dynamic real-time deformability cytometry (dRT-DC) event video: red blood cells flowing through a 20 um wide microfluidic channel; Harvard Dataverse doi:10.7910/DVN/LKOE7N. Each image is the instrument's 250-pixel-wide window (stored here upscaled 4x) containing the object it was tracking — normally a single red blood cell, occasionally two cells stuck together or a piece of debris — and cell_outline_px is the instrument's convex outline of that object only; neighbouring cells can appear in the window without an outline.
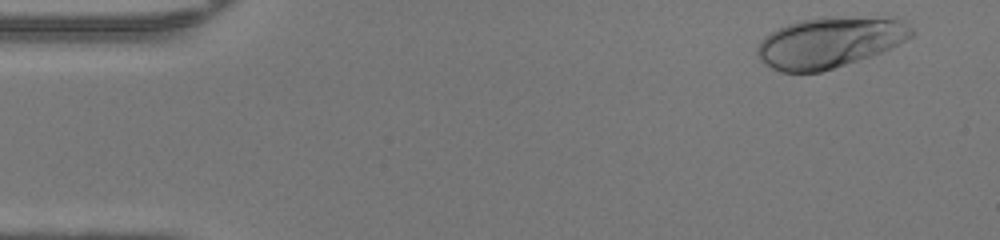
{"species": "human", "species_latin": "Homo sapiens", "temperature_condition": "warm", "stored_images_in_passage": 46, "camera_frame_rate_fps": 3000, "um_per_image_px": 0.085, "donor": {"sex": "female"}, "frame": {"image": 1, "passage_image": 2, "time_ms": 0.333, "image_size_px": [1000, 240], "cell_outline_px": [[916, 32], [912, 36], [892, 48], [820, 72], [780, 72], [764, 64], [760, 60], [756, 52], [756, 48], [760, 40], [764, 36], [796, 20], [820, 16], [896, 16], [904, 20]], "centroid_in_image_um": [70.56, 3.55], "position_along_channel_um": 14.4, "area_um2": 46.3}}
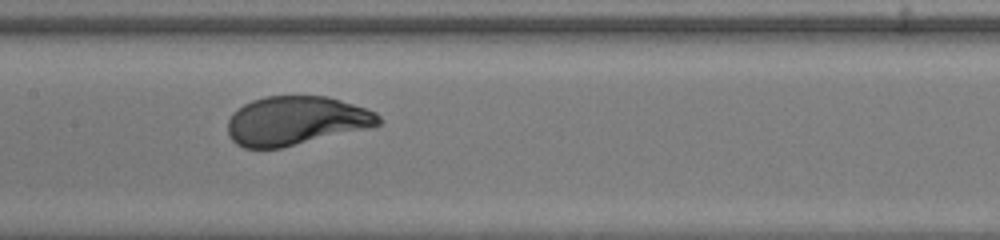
{"frame": {"image": 2, "passage_image": 22, "time_ms": 7.0, "image_size_px": [1000, 240], "cell_outline_px": [[384, 120], [380, 124], [372, 128], [280, 148], [244, 148], [236, 144], [228, 136], [228, 120], [232, 112], [244, 104], [252, 100], [264, 96], [328, 96], [376, 112]], "centroid_in_image_um": [25.17, 10.27], "position_along_channel_um": 182.2, "area_um2": 43.29}}
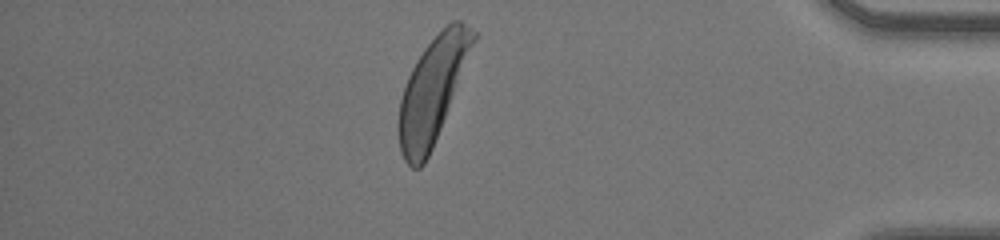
{"frame": {"image": 3, "passage_image": 40, "time_ms": 13.0, "image_size_px": [1000, 240], "cell_outline_px": [[476, 36], [440, 128], [432, 148], [424, 164], [420, 168], [412, 168], [404, 160], [400, 152], [396, 128], [400, 100], [408, 76], [416, 60], [424, 48], [452, 20], [460, 20], [476, 32]], "centroid_in_image_um": [36.68, 7.74], "position_along_channel_um": 398.5, "area_um2": 44.39}, "authors_computed_cell_mechanics": {"area_um2": 44.5927, "velocity_mm_per_s": 4.2732, "shape_relaxation_time_tau1_ms": 2.7165, "shape_relaxation_time_tau2_ms": null, "deformation_change_tau1": 0.182, "deformation_change_tau2": null}}